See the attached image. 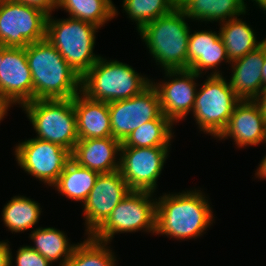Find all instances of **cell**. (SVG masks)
Returning a JSON list of instances; mask_svg holds the SVG:
<instances>
[{"label":"cell","instance_id":"1","mask_svg":"<svg viewBox=\"0 0 266 266\" xmlns=\"http://www.w3.org/2000/svg\"><path fill=\"white\" fill-rule=\"evenodd\" d=\"M33 82V100L70 99L81 92V76L47 40L25 47Z\"/></svg>","mask_w":266,"mask_h":266},{"label":"cell","instance_id":"2","mask_svg":"<svg viewBox=\"0 0 266 266\" xmlns=\"http://www.w3.org/2000/svg\"><path fill=\"white\" fill-rule=\"evenodd\" d=\"M205 197L196 189L158 197L155 234L178 240L201 236L214 221L212 207Z\"/></svg>","mask_w":266,"mask_h":266},{"label":"cell","instance_id":"3","mask_svg":"<svg viewBox=\"0 0 266 266\" xmlns=\"http://www.w3.org/2000/svg\"><path fill=\"white\" fill-rule=\"evenodd\" d=\"M186 19L183 11L176 7L138 31L152 58L163 70L188 69L190 26Z\"/></svg>","mask_w":266,"mask_h":266},{"label":"cell","instance_id":"4","mask_svg":"<svg viewBox=\"0 0 266 266\" xmlns=\"http://www.w3.org/2000/svg\"><path fill=\"white\" fill-rule=\"evenodd\" d=\"M151 84L133 67L102 57L82 76L81 92L95 101L113 102L140 94Z\"/></svg>","mask_w":266,"mask_h":266},{"label":"cell","instance_id":"5","mask_svg":"<svg viewBox=\"0 0 266 266\" xmlns=\"http://www.w3.org/2000/svg\"><path fill=\"white\" fill-rule=\"evenodd\" d=\"M96 25L75 18H47L46 38L81 77L101 57L93 53Z\"/></svg>","mask_w":266,"mask_h":266},{"label":"cell","instance_id":"6","mask_svg":"<svg viewBox=\"0 0 266 266\" xmlns=\"http://www.w3.org/2000/svg\"><path fill=\"white\" fill-rule=\"evenodd\" d=\"M32 123L36 138L73 152L78 141L73 98L36 99L22 106Z\"/></svg>","mask_w":266,"mask_h":266},{"label":"cell","instance_id":"7","mask_svg":"<svg viewBox=\"0 0 266 266\" xmlns=\"http://www.w3.org/2000/svg\"><path fill=\"white\" fill-rule=\"evenodd\" d=\"M156 200V198L153 199L152 192L131 191L119 202L91 237L110 243L112 237L118 233L143 230L154 234L156 231Z\"/></svg>","mask_w":266,"mask_h":266},{"label":"cell","instance_id":"8","mask_svg":"<svg viewBox=\"0 0 266 266\" xmlns=\"http://www.w3.org/2000/svg\"><path fill=\"white\" fill-rule=\"evenodd\" d=\"M196 92L193 115L200 131L217 138L240 101L222 75H210Z\"/></svg>","mask_w":266,"mask_h":266},{"label":"cell","instance_id":"9","mask_svg":"<svg viewBox=\"0 0 266 266\" xmlns=\"http://www.w3.org/2000/svg\"><path fill=\"white\" fill-rule=\"evenodd\" d=\"M48 15L14 0H0V46L25 48L46 38Z\"/></svg>","mask_w":266,"mask_h":266},{"label":"cell","instance_id":"10","mask_svg":"<svg viewBox=\"0 0 266 266\" xmlns=\"http://www.w3.org/2000/svg\"><path fill=\"white\" fill-rule=\"evenodd\" d=\"M18 165L36 179L52 186L72 160V152L58 144L32 138L15 147Z\"/></svg>","mask_w":266,"mask_h":266},{"label":"cell","instance_id":"11","mask_svg":"<svg viewBox=\"0 0 266 266\" xmlns=\"http://www.w3.org/2000/svg\"><path fill=\"white\" fill-rule=\"evenodd\" d=\"M170 147H121L119 171L131 191L154 193Z\"/></svg>","mask_w":266,"mask_h":266},{"label":"cell","instance_id":"12","mask_svg":"<svg viewBox=\"0 0 266 266\" xmlns=\"http://www.w3.org/2000/svg\"><path fill=\"white\" fill-rule=\"evenodd\" d=\"M108 109L112 137L121 142L142 124L162 113L157 90L152 84L136 96L108 103Z\"/></svg>","mask_w":266,"mask_h":266},{"label":"cell","instance_id":"13","mask_svg":"<svg viewBox=\"0 0 266 266\" xmlns=\"http://www.w3.org/2000/svg\"><path fill=\"white\" fill-rule=\"evenodd\" d=\"M131 190L119 170L99 174L85 202L83 211L86 233L91 236Z\"/></svg>","mask_w":266,"mask_h":266},{"label":"cell","instance_id":"14","mask_svg":"<svg viewBox=\"0 0 266 266\" xmlns=\"http://www.w3.org/2000/svg\"><path fill=\"white\" fill-rule=\"evenodd\" d=\"M0 96L21 107L33 101V82L25 48L0 46Z\"/></svg>","mask_w":266,"mask_h":266},{"label":"cell","instance_id":"15","mask_svg":"<svg viewBox=\"0 0 266 266\" xmlns=\"http://www.w3.org/2000/svg\"><path fill=\"white\" fill-rule=\"evenodd\" d=\"M164 71L169 80L151 81V84L157 90L161 112L174 124L193 111L197 92L195 80L200 75L189 69Z\"/></svg>","mask_w":266,"mask_h":266},{"label":"cell","instance_id":"16","mask_svg":"<svg viewBox=\"0 0 266 266\" xmlns=\"http://www.w3.org/2000/svg\"><path fill=\"white\" fill-rule=\"evenodd\" d=\"M266 119L254 100H240L234 107L227 126L217 137L219 140L233 138L242 148L264 141Z\"/></svg>","mask_w":266,"mask_h":266},{"label":"cell","instance_id":"17","mask_svg":"<svg viewBox=\"0 0 266 266\" xmlns=\"http://www.w3.org/2000/svg\"><path fill=\"white\" fill-rule=\"evenodd\" d=\"M121 145L122 142L113 137L78 140L72 160L100 174L115 172L120 166L117 156L120 155Z\"/></svg>","mask_w":266,"mask_h":266},{"label":"cell","instance_id":"18","mask_svg":"<svg viewBox=\"0 0 266 266\" xmlns=\"http://www.w3.org/2000/svg\"><path fill=\"white\" fill-rule=\"evenodd\" d=\"M223 61L230 63L220 33L202 30L192 34L190 31L187 54L189 70L202 75L204 70L214 69L210 75H222L215 68Z\"/></svg>","mask_w":266,"mask_h":266},{"label":"cell","instance_id":"19","mask_svg":"<svg viewBox=\"0 0 266 266\" xmlns=\"http://www.w3.org/2000/svg\"><path fill=\"white\" fill-rule=\"evenodd\" d=\"M265 59V40L256 49L234 60L231 89L240 100H254L262 90V67Z\"/></svg>","mask_w":266,"mask_h":266},{"label":"cell","instance_id":"20","mask_svg":"<svg viewBox=\"0 0 266 266\" xmlns=\"http://www.w3.org/2000/svg\"><path fill=\"white\" fill-rule=\"evenodd\" d=\"M78 140L112 137L108 103L95 101L82 92L73 98Z\"/></svg>","mask_w":266,"mask_h":266},{"label":"cell","instance_id":"21","mask_svg":"<svg viewBox=\"0 0 266 266\" xmlns=\"http://www.w3.org/2000/svg\"><path fill=\"white\" fill-rule=\"evenodd\" d=\"M178 7L189 19L219 24L247 12L244 0H184Z\"/></svg>","mask_w":266,"mask_h":266},{"label":"cell","instance_id":"22","mask_svg":"<svg viewBox=\"0 0 266 266\" xmlns=\"http://www.w3.org/2000/svg\"><path fill=\"white\" fill-rule=\"evenodd\" d=\"M221 25L219 33L230 63L256 49L265 40L258 42L253 28L238 17L221 23Z\"/></svg>","mask_w":266,"mask_h":266},{"label":"cell","instance_id":"23","mask_svg":"<svg viewBox=\"0 0 266 266\" xmlns=\"http://www.w3.org/2000/svg\"><path fill=\"white\" fill-rule=\"evenodd\" d=\"M100 173L89 168L79 166L71 160L52 185L67 198L85 202Z\"/></svg>","mask_w":266,"mask_h":266},{"label":"cell","instance_id":"24","mask_svg":"<svg viewBox=\"0 0 266 266\" xmlns=\"http://www.w3.org/2000/svg\"><path fill=\"white\" fill-rule=\"evenodd\" d=\"M30 239L35 244V246L30 247L45 257L51 264L63 258L59 266L65 265L77 245L70 244L65 233L53 227L34 229L31 231Z\"/></svg>","mask_w":266,"mask_h":266},{"label":"cell","instance_id":"25","mask_svg":"<svg viewBox=\"0 0 266 266\" xmlns=\"http://www.w3.org/2000/svg\"><path fill=\"white\" fill-rule=\"evenodd\" d=\"M174 125L163 113L156 119L142 124L123 142L121 147H170Z\"/></svg>","mask_w":266,"mask_h":266},{"label":"cell","instance_id":"26","mask_svg":"<svg viewBox=\"0 0 266 266\" xmlns=\"http://www.w3.org/2000/svg\"><path fill=\"white\" fill-rule=\"evenodd\" d=\"M64 8L71 18L80 19L101 28L118 11L112 0H58V8Z\"/></svg>","mask_w":266,"mask_h":266},{"label":"cell","instance_id":"27","mask_svg":"<svg viewBox=\"0 0 266 266\" xmlns=\"http://www.w3.org/2000/svg\"><path fill=\"white\" fill-rule=\"evenodd\" d=\"M40 205L25 196H13L2 211L5 226L13 233L31 229L39 221Z\"/></svg>","mask_w":266,"mask_h":266},{"label":"cell","instance_id":"28","mask_svg":"<svg viewBox=\"0 0 266 266\" xmlns=\"http://www.w3.org/2000/svg\"><path fill=\"white\" fill-rule=\"evenodd\" d=\"M107 245L87 236L86 240L75 246L64 266H116L115 255Z\"/></svg>","mask_w":266,"mask_h":266},{"label":"cell","instance_id":"29","mask_svg":"<svg viewBox=\"0 0 266 266\" xmlns=\"http://www.w3.org/2000/svg\"><path fill=\"white\" fill-rule=\"evenodd\" d=\"M122 6L129 18L136 22L138 31L178 7L173 0H123Z\"/></svg>","mask_w":266,"mask_h":266},{"label":"cell","instance_id":"30","mask_svg":"<svg viewBox=\"0 0 266 266\" xmlns=\"http://www.w3.org/2000/svg\"><path fill=\"white\" fill-rule=\"evenodd\" d=\"M16 266H51V263L30 246H22L17 250Z\"/></svg>","mask_w":266,"mask_h":266},{"label":"cell","instance_id":"31","mask_svg":"<svg viewBox=\"0 0 266 266\" xmlns=\"http://www.w3.org/2000/svg\"><path fill=\"white\" fill-rule=\"evenodd\" d=\"M14 1L37 8L46 13L48 16L51 15L52 11H54L55 8L56 9L58 8V0H14Z\"/></svg>","mask_w":266,"mask_h":266},{"label":"cell","instance_id":"32","mask_svg":"<svg viewBox=\"0 0 266 266\" xmlns=\"http://www.w3.org/2000/svg\"><path fill=\"white\" fill-rule=\"evenodd\" d=\"M8 242L0 241V266H12V252Z\"/></svg>","mask_w":266,"mask_h":266},{"label":"cell","instance_id":"33","mask_svg":"<svg viewBox=\"0 0 266 266\" xmlns=\"http://www.w3.org/2000/svg\"><path fill=\"white\" fill-rule=\"evenodd\" d=\"M254 101L258 104L262 114L266 119V87L260 91Z\"/></svg>","mask_w":266,"mask_h":266},{"label":"cell","instance_id":"34","mask_svg":"<svg viewBox=\"0 0 266 266\" xmlns=\"http://www.w3.org/2000/svg\"><path fill=\"white\" fill-rule=\"evenodd\" d=\"M257 177L266 179V155L263 157L259 167L257 168V172L255 173Z\"/></svg>","mask_w":266,"mask_h":266},{"label":"cell","instance_id":"35","mask_svg":"<svg viewBox=\"0 0 266 266\" xmlns=\"http://www.w3.org/2000/svg\"><path fill=\"white\" fill-rule=\"evenodd\" d=\"M10 106L0 96V121L6 116Z\"/></svg>","mask_w":266,"mask_h":266},{"label":"cell","instance_id":"36","mask_svg":"<svg viewBox=\"0 0 266 266\" xmlns=\"http://www.w3.org/2000/svg\"><path fill=\"white\" fill-rule=\"evenodd\" d=\"M262 89L266 87V40H265V59L262 67Z\"/></svg>","mask_w":266,"mask_h":266},{"label":"cell","instance_id":"37","mask_svg":"<svg viewBox=\"0 0 266 266\" xmlns=\"http://www.w3.org/2000/svg\"><path fill=\"white\" fill-rule=\"evenodd\" d=\"M252 2H254V4L257 3L256 6H258L261 10L266 11V0H251ZM266 13V12H264Z\"/></svg>","mask_w":266,"mask_h":266},{"label":"cell","instance_id":"38","mask_svg":"<svg viewBox=\"0 0 266 266\" xmlns=\"http://www.w3.org/2000/svg\"><path fill=\"white\" fill-rule=\"evenodd\" d=\"M184 0H173V2L179 6Z\"/></svg>","mask_w":266,"mask_h":266},{"label":"cell","instance_id":"39","mask_svg":"<svg viewBox=\"0 0 266 266\" xmlns=\"http://www.w3.org/2000/svg\"><path fill=\"white\" fill-rule=\"evenodd\" d=\"M266 143V124H265V137H264V141H263V143Z\"/></svg>","mask_w":266,"mask_h":266}]
</instances>
